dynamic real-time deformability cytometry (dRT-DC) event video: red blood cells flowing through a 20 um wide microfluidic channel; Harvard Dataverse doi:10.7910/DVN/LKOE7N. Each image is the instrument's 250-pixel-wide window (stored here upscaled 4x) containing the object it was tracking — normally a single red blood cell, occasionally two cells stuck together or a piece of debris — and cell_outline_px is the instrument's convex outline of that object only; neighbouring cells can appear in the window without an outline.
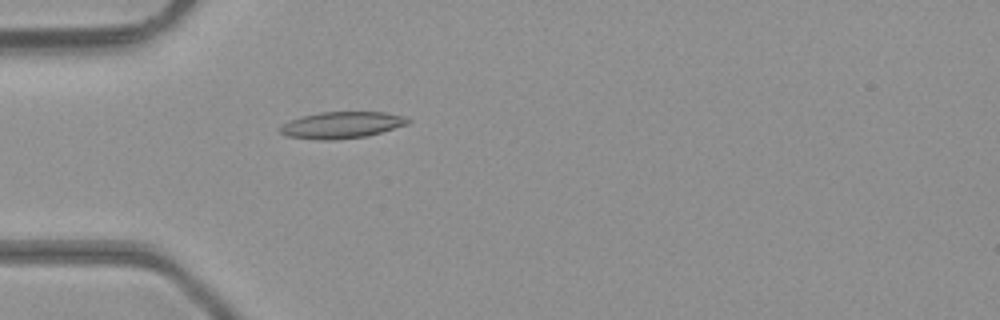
{"species": "common noctule bat (a hibernating species)", "species_latin": "Nyctalus noctula", "temperature_condition": "room temperature", "stored_images_in_passage": 1, "camera_frame_rate_fps": 3000, "um_per_image_px": 0.085, "animal": {"sex": "male", "body_mass_g": 23.1, "forearm_length_mm": 52.7}, "frame": {"image": 1, "passage_image": 1, "time_ms": 0.0, "image_size_px": [1000, 320], "cell_outline_px": [[412, 120], [408, 124], [380, 132], [364, 136], [332, 140], [316, 140], [288, 136], [280, 132], [280, 124], [304, 116], [320, 112], [384, 112], [408, 116]], "centroid_in_image_um": [29.07, 10.62], "position_along_channel_um": 55.9, "area_um2": 19.71}}